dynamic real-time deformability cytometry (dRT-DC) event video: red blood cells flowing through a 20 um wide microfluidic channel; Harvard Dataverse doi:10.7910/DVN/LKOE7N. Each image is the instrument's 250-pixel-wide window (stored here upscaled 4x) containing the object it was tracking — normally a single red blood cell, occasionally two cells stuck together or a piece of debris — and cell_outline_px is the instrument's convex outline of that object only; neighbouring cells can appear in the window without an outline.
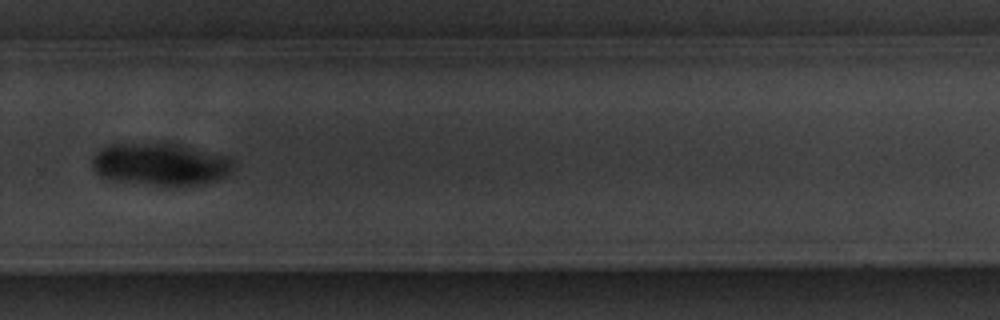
{"species": "common noctule bat (a hibernating species)", "species_latin": "Nyctalus noctula", "temperature_condition": "warm", "stored_images_in_passage": 15, "camera_frame_rate_fps": 3000, "um_per_image_px": 0.085, "animal": {"sex": "male", "body_mass_g": 20.1, "forearm_length_mm": 53.5}, "frame": {"image": 1, "passage_image": 11, "time_ms": 12.667, "image_size_px": [1000, 320], "cell_outline_px": [[236, 160], [228, 176], [200, 184], [152, 184], [116, 180], [100, 176], [92, 168], [92, 156], [100, 148], [108, 144], [176, 144], [228, 156]], "centroid_in_image_um": [13.63, 13.94], "position_along_channel_um": 316.2, "area_um2": 34.33}}
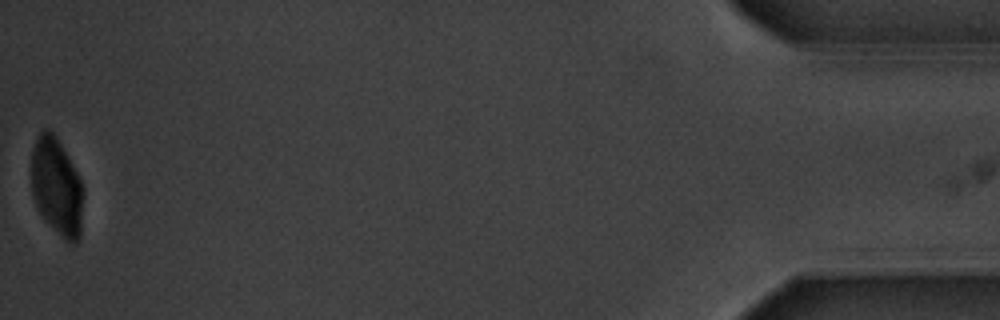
{"frame": {"image": 2, "passage_image": 15, "time_ms": 18.333, "image_size_px": [1000, 320], "cell_outline_px": [[84, 188], [80, 240], [76, 244], [68, 244], [44, 220], [32, 196], [32, 152], [36, 140], [40, 132], [44, 128], [48, 128], [56, 136], [76, 172]], "centroid_in_image_um": [4.84, 15.94], "position_along_channel_um": 430.4, "area_um2": 29.65}}